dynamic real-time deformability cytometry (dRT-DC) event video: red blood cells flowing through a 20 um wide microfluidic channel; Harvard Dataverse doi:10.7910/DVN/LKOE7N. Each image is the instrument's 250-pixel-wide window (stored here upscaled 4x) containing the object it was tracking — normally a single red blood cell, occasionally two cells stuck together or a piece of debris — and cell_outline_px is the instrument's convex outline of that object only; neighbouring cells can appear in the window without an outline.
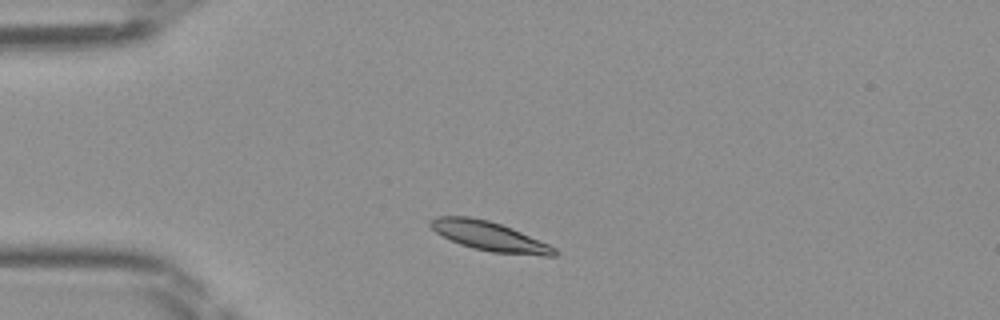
{"species": "Egyptian fruit bat (a non-hibernating species)", "species_latin": "Rousettus aegyptiacus", "temperature_condition": "room temperature", "stored_images_in_passage": 37, "camera_frame_rate_fps": 3000, "um_per_image_px": 0.085, "frame": {"image": 1, "passage_image": 1, "time_ms": 0.0, "image_size_px": [1000, 320], "cell_outline_px": [[560, 252], [556, 256], [544, 256], [492, 252], [460, 244], [436, 232], [428, 224], [428, 220], [436, 216], [468, 216], [488, 220], [512, 228], [548, 244], [556, 248]], "centroid_in_image_um": [41.62, 20.07], "position_along_channel_um": 43.4, "area_um2": 21.04}}
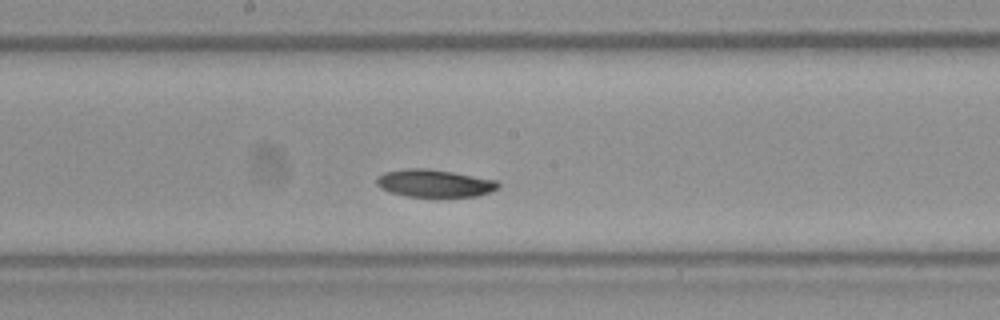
{"frame": {"image": 2, "passage_image": 15, "time_ms": 4.667, "image_size_px": [1000, 320], "cell_outline_px": [[500, 188], [492, 192], [476, 196], [408, 196], [388, 192], [380, 188], [376, 184], [376, 176], [384, 172], [408, 168], [428, 168], [452, 172], [496, 180], [500, 184]], "centroid_in_image_um": [36.91, 15.57], "position_along_channel_um": 211.3, "area_um2": 19.59}}
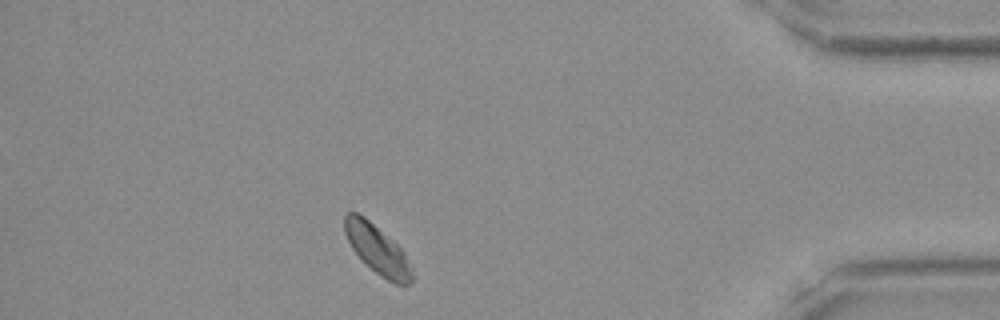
{"frame": {"image": 3, "passage_image": 32, "time_ms": 10.333, "image_size_px": [1000, 320], "cell_outline_px": [[412, 280], [408, 284], [396, 284], [380, 276], [352, 248], [344, 232], [344, 216], [348, 212], [356, 212], [364, 216], [392, 240], [404, 252], [412, 268]], "centroid_in_image_um": [32.07, 21.18], "position_along_channel_um": 403.1, "area_um2": 18.73}}